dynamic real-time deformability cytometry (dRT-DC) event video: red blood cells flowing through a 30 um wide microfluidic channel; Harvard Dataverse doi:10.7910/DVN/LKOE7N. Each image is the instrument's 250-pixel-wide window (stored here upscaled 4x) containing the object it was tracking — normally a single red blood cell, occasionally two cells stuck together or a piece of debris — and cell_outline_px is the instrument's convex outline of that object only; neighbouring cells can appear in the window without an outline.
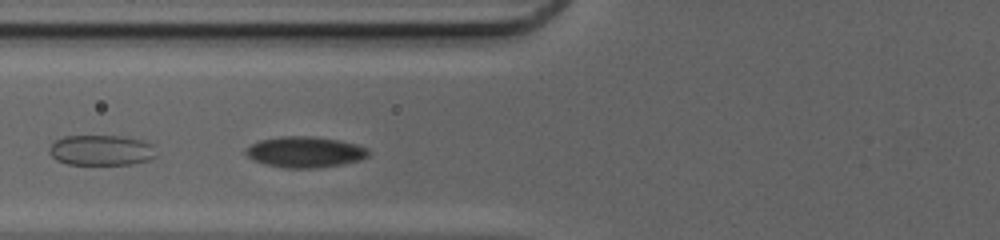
{"species": "common noctule bat (a hibernating species)", "species_latin": "Nyctalus noctula", "temperature_condition": "cold", "stored_images_in_passage": 40, "camera_frame_rate_fps": 3000, "um_per_image_px": 0.085, "animal": {"sex": "female", "body_mass_g": 20.0, "forearm_length_mm": 54.0}, "frame": {"image": 1, "passage_image": 11, "time_ms": 3.333, "image_size_px": [1000, 240], "cell_outline_px": [[368, 156], [360, 160], [340, 164], [316, 168], [284, 168], [264, 164], [252, 160], [244, 152], [252, 144], [260, 140], [284, 136], [312, 136], [340, 140], [356, 144], [368, 148]], "centroid_in_image_um": [25.92, 12.92], "position_along_channel_um": 99.9, "area_um2": 22.02}}
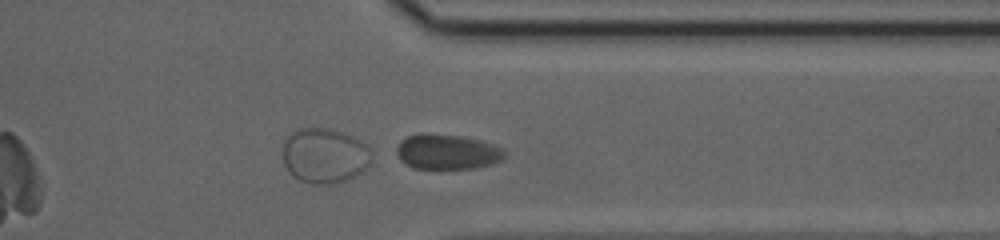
{"frame": {"image": 2, "passage_image": 31, "time_ms": 10.0, "image_size_px": [1000, 240], "cell_outline_px": [[508, 152], [500, 160], [492, 164], [476, 168], [412, 168], [404, 164], [400, 160], [396, 152], [396, 148], [400, 140], [408, 136], [420, 132], [460, 136], [480, 140], [504, 148]], "centroid_in_image_um": [37.99, 12.9], "position_along_channel_um": 373.4, "area_um2": 22.31}, "authors_computed_cell_mechanics": {"area_um2": 22.8021, "velocity_mm_per_s": 4.0958, "shape_relaxation_time_tau1_ms": 4.5302, "shape_relaxation_time_tau2_ms": 0.5235, "deformation_change_tau1": 0.0948, "deformation_change_tau2": 0.0345}}